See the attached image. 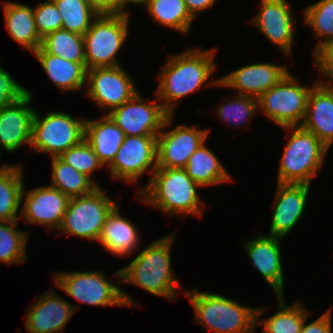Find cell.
Returning a JSON list of instances; mask_svg holds the SVG:
<instances>
[{"mask_svg": "<svg viewBox=\"0 0 333 333\" xmlns=\"http://www.w3.org/2000/svg\"><path fill=\"white\" fill-rule=\"evenodd\" d=\"M307 315L304 319L303 326L300 333H331L332 332V320H331V309L325 314H322L318 319L310 324L305 325Z\"/></svg>", "mask_w": 333, "mask_h": 333, "instance_id": "cell-41", "label": "cell"}, {"mask_svg": "<svg viewBox=\"0 0 333 333\" xmlns=\"http://www.w3.org/2000/svg\"><path fill=\"white\" fill-rule=\"evenodd\" d=\"M313 55L319 71L330 79L327 84H333V40L323 44Z\"/></svg>", "mask_w": 333, "mask_h": 333, "instance_id": "cell-40", "label": "cell"}, {"mask_svg": "<svg viewBox=\"0 0 333 333\" xmlns=\"http://www.w3.org/2000/svg\"><path fill=\"white\" fill-rule=\"evenodd\" d=\"M169 114L157 136V168L184 169L189 157L206 141L209 130H201L197 125L189 127L178 125L175 129L165 131L172 122Z\"/></svg>", "mask_w": 333, "mask_h": 333, "instance_id": "cell-11", "label": "cell"}, {"mask_svg": "<svg viewBox=\"0 0 333 333\" xmlns=\"http://www.w3.org/2000/svg\"><path fill=\"white\" fill-rule=\"evenodd\" d=\"M40 47L46 53L63 59L75 63H86L84 38L77 33L64 29L56 30L42 39Z\"/></svg>", "mask_w": 333, "mask_h": 333, "instance_id": "cell-31", "label": "cell"}, {"mask_svg": "<svg viewBox=\"0 0 333 333\" xmlns=\"http://www.w3.org/2000/svg\"><path fill=\"white\" fill-rule=\"evenodd\" d=\"M116 206L117 203L99 187L88 195L70 198L58 230L98 241L108 215Z\"/></svg>", "mask_w": 333, "mask_h": 333, "instance_id": "cell-8", "label": "cell"}, {"mask_svg": "<svg viewBox=\"0 0 333 333\" xmlns=\"http://www.w3.org/2000/svg\"><path fill=\"white\" fill-rule=\"evenodd\" d=\"M136 227L119 214L116 206L108 215L99 236L98 242L109 252L117 256H126L136 249L139 243Z\"/></svg>", "mask_w": 333, "mask_h": 333, "instance_id": "cell-25", "label": "cell"}, {"mask_svg": "<svg viewBox=\"0 0 333 333\" xmlns=\"http://www.w3.org/2000/svg\"><path fill=\"white\" fill-rule=\"evenodd\" d=\"M318 81L312 86L302 127L314 133L328 148L333 142V85Z\"/></svg>", "mask_w": 333, "mask_h": 333, "instance_id": "cell-21", "label": "cell"}, {"mask_svg": "<svg viewBox=\"0 0 333 333\" xmlns=\"http://www.w3.org/2000/svg\"><path fill=\"white\" fill-rule=\"evenodd\" d=\"M289 71L284 66L272 63L245 65L225 77L211 81L206 86L218 85L236 89L238 95L259 98L276 85Z\"/></svg>", "mask_w": 333, "mask_h": 333, "instance_id": "cell-15", "label": "cell"}, {"mask_svg": "<svg viewBox=\"0 0 333 333\" xmlns=\"http://www.w3.org/2000/svg\"><path fill=\"white\" fill-rule=\"evenodd\" d=\"M40 117L35 111L30 150L32 147L35 152H48L52 157H59L84 139L85 118L76 119L59 111Z\"/></svg>", "mask_w": 333, "mask_h": 333, "instance_id": "cell-7", "label": "cell"}, {"mask_svg": "<svg viewBox=\"0 0 333 333\" xmlns=\"http://www.w3.org/2000/svg\"><path fill=\"white\" fill-rule=\"evenodd\" d=\"M290 5L286 0H261L260 11L252 19L266 38L285 54H291L296 29Z\"/></svg>", "mask_w": 333, "mask_h": 333, "instance_id": "cell-17", "label": "cell"}, {"mask_svg": "<svg viewBox=\"0 0 333 333\" xmlns=\"http://www.w3.org/2000/svg\"><path fill=\"white\" fill-rule=\"evenodd\" d=\"M196 187L200 186L185 169L156 168L149 183L141 188V199L169 215L202 217L203 210L199 207L203 202L198 198Z\"/></svg>", "mask_w": 333, "mask_h": 333, "instance_id": "cell-3", "label": "cell"}, {"mask_svg": "<svg viewBox=\"0 0 333 333\" xmlns=\"http://www.w3.org/2000/svg\"><path fill=\"white\" fill-rule=\"evenodd\" d=\"M48 292L28 309L25 326L29 333H59L75 313V306L55 292Z\"/></svg>", "mask_w": 333, "mask_h": 333, "instance_id": "cell-20", "label": "cell"}, {"mask_svg": "<svg viewBox=\"0 0 333 333\" xmlns=\"http://www.w3.org/2000/svg\"><path fill=\"white\" fill-rule=\"evenodd\" d=\"M215 51L188 49L168 59L158 75L156 94L164 101L161 104L169 114H173L176 101L201 88L213 74L216 69L213 58Z\"/></svg>", "mask_w": 333, "mask_h": 333, "instance_id": "cell-1", "label": "cell"}, {"mask_svg": "<svg viewBox=\"0 0 333 333\" xmlns=\"http://www.w3.org/2000/svg\"><path fill=\"white\" fill-rule=\"evenodd\" d=\"M124 132L108 114L100 119H85L84 139L103 165L109 166L124 140Z\"/></svg>", "mask_w": 333, "mask_h": 333, "instance_id": "cell-23", "label": "cell"}, {"mask_svg": "<svg viewBox=\"0 0 333 333\" xmlns=\"http://www.w3.org/2000/svg\"><path fill=\"white\" fill-rule=\"evenodd\" d=\"M187 10L195 19L199 11L205 10L213 6L215 0H184Z\"/></svg>", "mask_w": 333, "mask_h": 333, "instance_id": "cell-43", "label": "cell"}, {"mask_svg": "<svg viewBox=\"0 0 333 333\" xmlns=\"http://www.w3.org/2000/svg\"><path fill=\"white\" fill-rule=\"evenodd\" d=\"M23 173L20 165L0 170V221L18 220L19 206L24 200Z\"/></svg>", "mask_w": 333, "mask_h": 333, "instance_id": "cell-28", "label": "cell"}, {"mask_svg": "<svg viewBox=\"0 0 333 333\" xmlns=\"http://www.w3.org/2000/svg\"><path fill=\"white\" fill-rule=\"evenodd\" d=\"M51 162L50 186L57 188L69 198L88 195L99 187L89 177L76 171L59 157H52Z\"/></svg>", "mask_w": 333, "mask_h": 333, "instance_id": "cell-29", "label": "cell"}, {"mask_svg": "<svg viewBox=\"0 0 333 333\" xmlns=\"http://www.w3.org/2000/svg\"><path fill=\"white\" fill-rule=\"evenodd\" d=\"M312 87L299 86L288 72L276 85L258 98V107L280 127L301 126Z\"/></svg>", "mask_w": 333, "mask_h": 333, "instance_id": "cell-9", "label": "cell"}, {"mask_svg": "<svg viewBox=\"0 0 333 333\" xmlns=\"http://www.w3.org/2000/svg\"><path fill=\"white\" fill-rule=\"evenodd\" d=\"M62 16L61 29L84 35L99 15L88 0H52Z\"/></svg>", "mask_w": 333, "mask_h": 333, "instance_id": "cell-32", "label": "cell"}, {"mask_svg": "<svg viewBox=\"0 0 333 333\" xmlns=\"http://www.w3.org/2000/svg\"><path fill=\"white\" fill-rule=\"evenodd\" d=\"M173 238V235H168L150 243L128 266L117 271V277L122 282L138 285L153 295L174 299L175 286H182L173 277L171 269Z\"/></svg>", "mask_w": 333, "mask_h": 333, "instance_id": "cell-2", "label": "cell"}, {"mask_svg": "<svg viewBox=\"0 0 333 333\" xmlns=\"http://www.w3.org/2000/svg\"><path fill=\"white\" fill-rule=\"evenodd\" d=\"M0 153H1V149H0ZM0 156H1V154H0ZM8 166H10V165H3V166L0 168V170H3V169H5V168L8 167Z\"/></svg>", "mask_w": 333, "mask_h": 333, "instance_id": "cell-45", "label": "cell"}, {"mask_svg": "<svg viewBox=\"0 0 333 333\" xmlns=\"http://www.w3.org/2000/svg\"><path fill=\"white\" fill-rule=\"evenodd\" d=\"M33 15L41 39L61 29L62 16L52 0L40 3L33 9Z\"/></svg>", "mask_w": 333, "mask_h": 333, "instance_id": "cell-38", "label": "cell"}, {"mask_svg": "<svg viewBox=\"0 0 333 333\" xmlns=\"http://www.w3.org/2000/svg\"><path fill=\"white\" fill-rule=\"evenodd\" d=\"M279 237L259 235L244 242L247 254L266 282L273 288L276 296H283L284 276L281 264Z\"/></svg>", "mask_w": 333, "mask_h": 333, "instance_id": "cell-22", "label": "cell"}, {"mask_svg": "<svg viewBox=\"0 0 333 333\" xmlns=\"http://www.w3.org/2000/svg\"><path fill=\"white\" fill-rule=\"evenodd\" d=\"M31 92L17 102L0 110V149L12 153L23 144H31L32 122L35 111L29 107Z\"/></svg>", "mask_w": 333, "mask_h": 333, "instance_id": "cell-18", "label": "cell"}, {"mask_svg": "<svg viewBox=\"0 0 333 333\" xmlns=\"http://www.w3.org/2000/svg\"><path fill=\"white\" fill-rule=\"evenodd\" d=\"M102 272H59L54 284L75 300L95 306H130L136 303Z\"/></svg>", "mask_w": 333, "mask_h": 333, "instance_id": "cell-10", "label": "cell"}, {"mask_svg": "<svg viewBox=\"0 0 333 333\" xmlns=\"http://www.w3.org/2000/svg\"><path fill=\"white\" fill-rule=\"evenodd\" d=\"M52 83L60 90H79L87 77L86 63H75L59 56L46 53L41 47L34 52Z\"/></svg>", "mask_w": 333, "mask_h": 333, "instance_id": "cell-24", "label": "cell"}, {"mask_svg": "<svg viewBox=\"0 0 333 333\" xmlns=\"http://www.w3.org/2000/svg\"><path fill=\"white\" fill-rule=\"evenodd\" d=\"M98 14H120V0H88Z\"/></svg>", "mask_w": 333, "mask_h": 333, "instance_id": "cell-42", "label": "cell"}, {"mask_svg": "<svg viewBox=\"0 0 333 333\" xmlns=\"http://www.w3.org/2000/svg\"><path fill=\"white\" fill-rule=\"evenodd\" d=\"M128 3L139 4V5L141 4L146 6L148 0H120V14L128 15L129 12L124 11L125 5H127Z\"/></svg>", "mask_w": 333, "mask_h": 333, "instance_id": "cell-44", "label": "cell"}, {"mask_svg": "<svg viewBox=\"0 0 333 333\" xmlns=\"http://www.w3.org/2000/svg\"><path fill=\"white\" fill-rule=\"evenodd\" d=\"M203 142L189 157L184 168L187 175L200 187L217 185L231 180L219 158Z\"/></svg>", "mask_w": 333, "mask_h": 333, "instance_id": "cell-27", "label": "cell"}, {"mask_svg": "<svg viewBox=\"0 0 333 333\" xmlns=\"http://www.w3.org/2000/svg\"><path fill=\"white\" fill-rule=\"evenodd\" d=\"M309 184L278 183L276 204L268 235L285 237L302 218Z\"/></svg>", "mask_w": 333, "mask_h": 333, "instance_id": "cell-19", "label": "cell"}, {"mask_svg": "<svg viewBox=\"0 0 333 333\" xmlns=\"http://www.w3.org/2000/svg\"><path fill=\"white\" fill-rule=\"evenodd\" d=\"M277 298L278 312L260 321L263 333H300L305 317L310 314L309 311L304 309L300 302L286 307L284 297L277 296Z\"/></svg>", "mask_w": 333, "mask_h": 333, "instance_id": "cell-33", "label": "cell"}, {"mask_svg": "<svg viewBox=\"0 0 333 333\" xmlns=\"http://www.w3.org/2000/svg\"><path fill=\"white\" fill-rule=\"evenodd\" d=\"M292 131L278 169V183L309 184L323 165L328 147L302 126L282 127Z\"/></svg>", "mask_w": 333, "mask_h": 333, "instance_id": "cell-5", "label": "cell"}, {"mask_svg": "<svg viewBox=\"0 0 333 333\" xmlns=\"http://www.w3.org/2000/svg\"><path fill=\"white\" fill-rule=\"evenodd\" d=\"M3 8L8 33L23 48L34 53L41 46L42 39L36 28L33 8L12 2H5Z\"/></svg>", "mask_w": 333, "mask_h": 333, "instance_id": "cell-26", "label": "cell"}, {"mask_svg": "<svg viewBox=\"0 0 333 333\" xmlns=\"http://www.w3.org/2000/svg\"><path fill=\"white\" fill-rule=\"evenodd\" d=\"M26 193L20 214L24 220L59 229L70 198L50 185L37 187Z\"/></svg>", "mask_w": 333, "mask_h": 333, "instance_id": "cell-16", "label": "cell"}, {"mask_svg": "<svg viewBox=\"0 0 333 333\" xmlns=\"http://www.w3.org/2000/svg\"><path fill=\"white\" fill-rule=\"evenodd\" d=\"M129 16L99 14L83 35L86 69L119 66L116 55L128 35Z\"/></svg>", "mask_w": 333, "mask_h": 333, "instance_id": "cell-6", "label": "cell"}, {"mask_svg": "<svg viewBox=\"0 0 333 333\" xmlns=\"http://www.w3.org/2000/svg\"><path fill=\"white\" fill-rule=\"evenodd\" d=\"M305 23L310 26L316 37H326L318 42L313 54L325 43L333 40V0H319L304 10Z\"/></svg>", "mask_w": 333, "mask_h": 333, "instance_id": "cell-35", "label": "cell"}, {"mask_svg": "<svg viewBox=\"0 0 333 333\" xmlns=\"http://www.w3.org/2000/svg\"><path fill=\"white\" fill-rule=\"evenodd\" d=\"M145 8L158 23L184 34L188 33L194 20L184 0H148Z\"/></svg>", "mask_w": 333, "mask_h": 333, "instance_id": "cell-30", "label": "cell"}, {"mask_svg": "<svg viewBox=\"0 0 333 333\" xmlns=\"http://www.w3.org/2000/svg\"><path fill=\"white\" fill-rule=\"evenodd\" d=\"M27 91L0 66V110L20 100Z\"/></svg>", "mask_w": 333, "mask_h": 333, "instance_id": "cell-39", "label": "cell"}, {"mask_svg": "<svg viewBox=\"0 0 333 333\" xmlns=\"http://www.w3.org/2000/svg\"><path fill=\"white\" fill-rule=\"evenodd\" d=\"M18 221H0V262L8 265L26 261L29 233L16 229Z\"/></svg>", "mask_w": 333, "mask_h": 333, "instance_id": "cell-34", "label": "cell"}, {"mask_svg": "<svg viewBox=\"0 0 333 333\" xmlns=\"http://www.w3.org/2000/svg\"><path fill=\"white\" fill-rule=\"evenodd\" d=\"M185 295L194 308V320L212 333H253L264 312V308L245 307L220 294L199 292L197 288Z\"/></svg>", "mask_w": 333, "mask_h": 333, "instance_id": "cell-4", "label": "cell"}, {"mask_svg": "<svg viewBox=\"0 0 333 333\" xmlns=\"http://www.w3.org/2000/svg\"><path fill=\"white\" fill-rule=\"evenodd\" d=\"M121 65L87 70V96L103 110L111 111L137 93L134 81Z\"/></svg>", "mask_w": 333, "mask_h": 333, "instance_id": "cell-13", "label": "cell"}, {"mask_svg": "<svg viewBox=\"0 0 333 333\" xmlns=\"http://www.w3.org/2000/svg\"><path fill=\"white\" fill-rule=\"evenodd\" d=\"M139 94L107 114L125 136H158L169 113L162 104L145 103Z\"/></svg>", "mask_w": 333, "mask_h": 333, "instance_id": "cell-14", "label": "cell"}, {"mask_svg": "<svg viewBox=\"0 0 333 333\" xmlns=\"http://www.w3.org/2000/svg\"><path fill=\"white\" fill-rule=\"evenodd\" d=\"M258 99L250 96L238 95L235 100H228L217 110L219 117L230 124L242 125L258 109Z\"/></svg>", "mask_w": 333, "mask_h": 333, "instance_id": "cell-37", "label": "cell"}, {"mask_svg": "<svg viewBox=\"0 0 333 333\" xmlns=\"http://www.w3.org/2000/svg\"><path fill=\"white\" fill-rule=\"evenodd\" d=\"M156 168L157 136H125L113 162L108 166L113 178L128 183L138 181L148 169L152 175Z\"/></svg>", "mask_w": 333, "mask_h": 333, "instance_id": "cell-12", "label": "cell"}, {"mask_svg": "<svg viewBox=\"0 0 333 333\" xmlns=\"http://www.w3.org/2000/svg\"><path fill=\"white\" fill-rule=\"evenodd\" d=\"M59 158L96 184V181L91 178V174L103 164L85 139L62 153Z\"/></svg>", "mask_w": 333, "mask_h": 333, "instance_id": "cell-36", "label": "cell"}]
</instances>
